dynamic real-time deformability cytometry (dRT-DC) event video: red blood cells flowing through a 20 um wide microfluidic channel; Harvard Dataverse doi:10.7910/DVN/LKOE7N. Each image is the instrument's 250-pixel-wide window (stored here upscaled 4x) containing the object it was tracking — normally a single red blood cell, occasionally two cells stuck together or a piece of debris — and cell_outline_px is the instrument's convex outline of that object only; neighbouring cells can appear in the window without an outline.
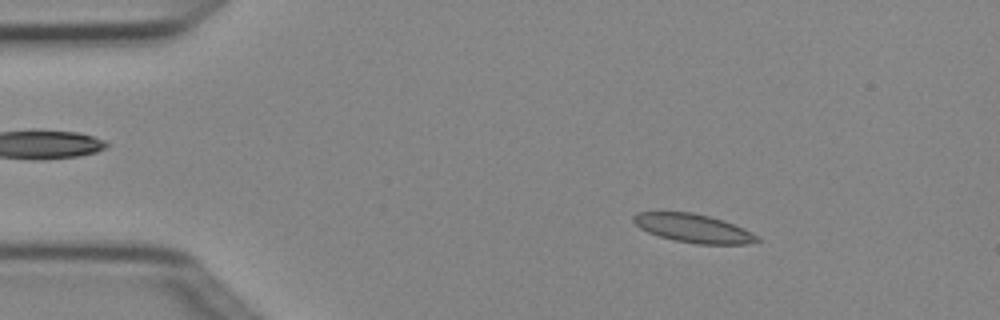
{"species": "Egyptian fruit bat (a non-hibernating species)", "species_latin": "Rousettus aegyptiacus", "temperature_condition": "cold", "stored_images_in_passage": 4, "camera_frame_rate_fps": 3000, "um_per_image_px": 0.085, "animal": {"sex": "female"}, "frame": {"image": 1, "passage_image": 2, "time_ms": 0.333, "image_size_px": [1000, 320], "cell_outline_px": [[760, 240], [744, 244], [696, 244], [676, 240], [660, 236], [648, 232], [640, 228], [632, 220], [632, 216], [636, 212], [692, 212], [724, 220], [744, 228], [756, 236]], "centroid_in_image_um": [58.9, 19.39], "position_along_channel_um": 26.1, "area_um2": 20.35}}
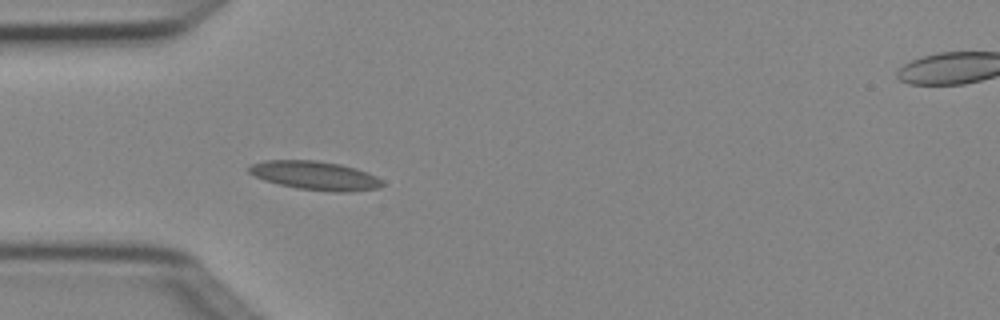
{"frame": {"image": 2, "passage_image": 4, "time_ms": 1.0, "image_size_px": [1000, 320], "cell_outline_px": [[384, 184], [380, 188], [348, 192], [332, 192], [296, 188], [264, 180], [248, 172], [248, 168], [252, 164], [264, 160], [316, 160], [340, 164], [356, 168], [368, 172], [384, 180]], "centroid_in_image_um": [26.83, 14.92], "position_along_channel_um": 58.2, "area_um2": 22.48}}